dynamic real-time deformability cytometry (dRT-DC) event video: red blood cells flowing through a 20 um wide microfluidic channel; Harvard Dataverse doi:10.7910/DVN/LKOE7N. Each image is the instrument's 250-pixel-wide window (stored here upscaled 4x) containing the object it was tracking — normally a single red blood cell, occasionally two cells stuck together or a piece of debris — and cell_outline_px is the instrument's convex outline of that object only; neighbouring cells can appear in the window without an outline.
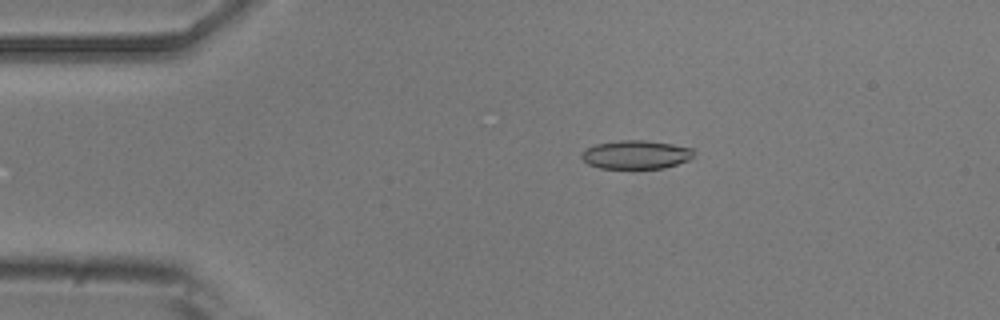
{"species": "common noctule bat (a hibernating species)", "species_latin": "Nyctalus noctula", "temperature_condition": "room temperature", "stored_images_in_passage": 8, "camera_frame_rate_fps": 3000, "um_per_image_px": 0.085, "animal": {"sex": "male", "body_mass_g": 20.5, "forearm_length_mm": 52.5}, "frame": {"image": 1, "passage_image": 3, "time_ms": 2.333, "image_size_px": [1000, 320], "cell_outline_px": [[696, 152], [688, 160], [664, 168], [632, 172], [600, 168], [588, 164], [580, 156], [580, 152], [596, 144], [620, 140], [644, 140], [672, 144], [692, 148]], "centroid_in_image_um": [54.03, 13.2], "position_along_channel_um": 31.0, "area_um2": 19.54}}
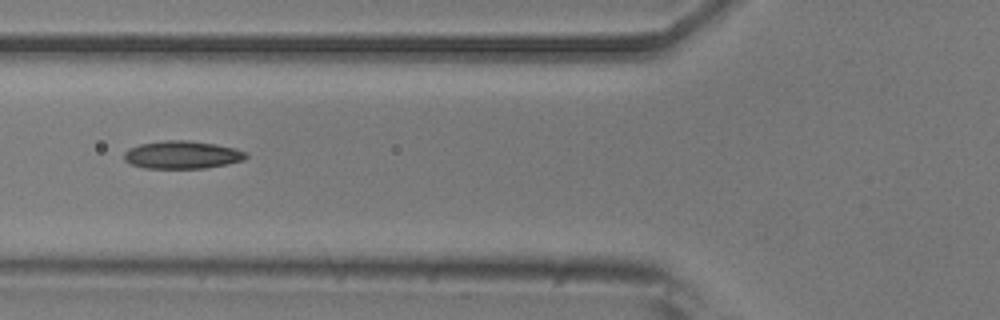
{"frame": {"image": 2, "passage_image": 5, "time_ms": 5.667, "image_size_px": [1000, 320], "cell_outline_px": [[248, 156], [244, 160], [228, 164], [204, 168], [144, 168], [128, 164], [124, 160], [124, 152], [128, 148], [140, 144], [164, 140], [188, 140], [216, 144], [236, 148], [248, 152]], "centroid_in_image_um": [15.48, 13.16], "position_along_channel_um": 110.3, "area_um2": 20.06}}
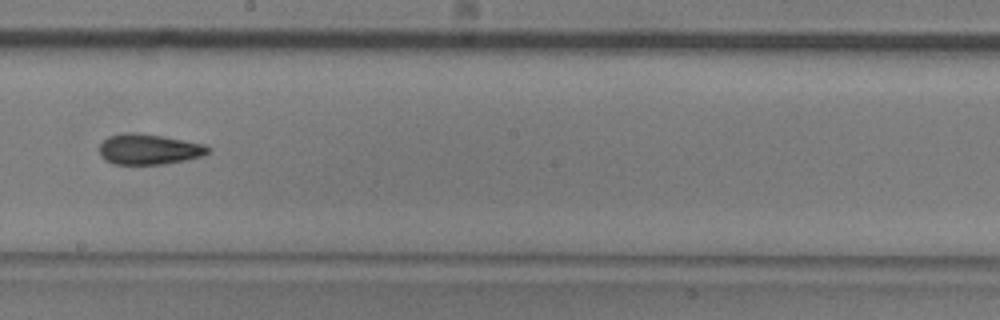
{"frame": {"image": 3, "passage_image": 8, "time_ms": 9.0, "image_size_px": [1000, 320], "cell_outline_px": [[212, 148], [204, 156], [188, 160], [164, 164], [112, 164], [104, 160], [100, 156], [100, 144], [108, 136], [124, 132], [136, 132], [208, 144]], "centroid_in_image_um": [12.68, 12.69], "position_along_channel_um": 235.5, "area_um2": 19.65}}